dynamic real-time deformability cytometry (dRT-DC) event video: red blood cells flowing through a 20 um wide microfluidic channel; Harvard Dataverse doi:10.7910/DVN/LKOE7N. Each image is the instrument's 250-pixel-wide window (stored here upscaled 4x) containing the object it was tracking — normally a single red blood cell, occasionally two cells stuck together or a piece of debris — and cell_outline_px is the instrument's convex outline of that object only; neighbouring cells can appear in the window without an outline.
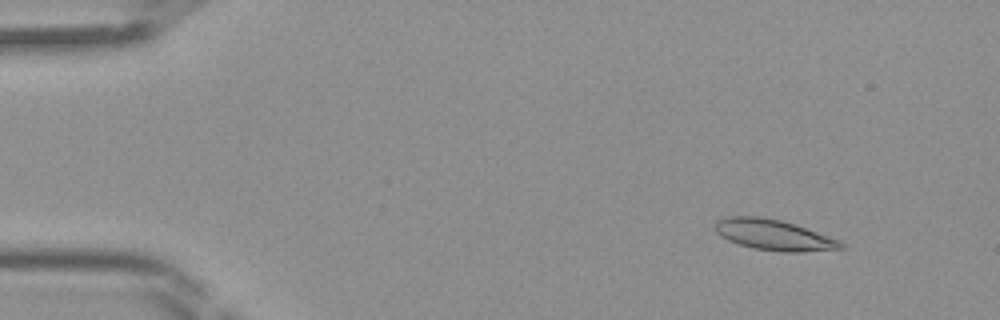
{"species": "Egyptian fruit bat (a non-hibernating species)", "species_latin": "Rousettus aegyptiacus", "temperature_condition": "room temperature", "stored_images_in_passage": 44, "camera_frame_rate_fps": 3000, "um_per_image_px": 0.085, "frame": {"image": 1, "passage_image": 5, "time_ms": 1.333, "image_size_px": [1000, 320], "cell_outline_px": [[844, 248], [800, 252], [784, 252], [752, 248], [728, 240], [720, 236], [716, 232], [716, 220], [728, 216], [760, 216], [780, 220], [840, 240], [844, 244]], "centroid_in_image_um": [65.74, 19.97], "position_along_channel_um": 19.3, "area_um2": 22.2}}
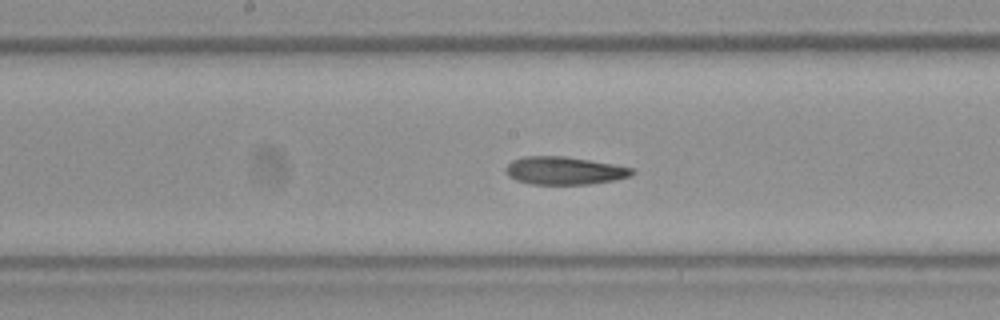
{"frame": {"image": 2, "passage_image": 23, "time_ms": 7.333, "image_size_px": [1000, 320], "cell_outline_px": [[636, 172], [632, 176], [616, 180], [588, 184], [532, 184], [516, 180], [508, 176], [504, 168], [512, 160], [524, 156], [564, 156], [612, 164], [632, 168]], "centroid_in_image_um": [47.96, 14.51], "position_along_channel_um": 200.2, "area_um2": 20.52}}
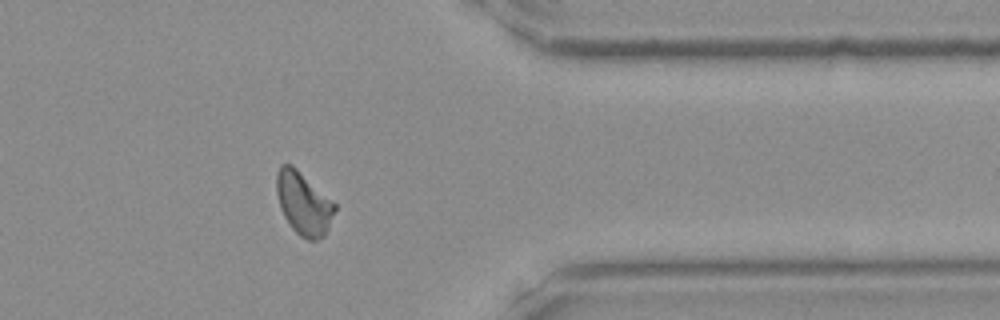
{"frame": {"image": 3, "passage_image": 36, "time_ms": 11.667, "image_size_px": [1000, 320], "cell_outline_px": [[336, 208], [324, 236], [316, 240], [308, 240], [300, 236], [292, 228], [284, 216], [280, 208], [276, 192], [276, 172], [280, 164], [292, 164], [332, 200], [336, 204]], "centroid_in_image_um": [25.78, 17.27], "position_along_channel_um": 385.6, "area_um2": 21.27}}